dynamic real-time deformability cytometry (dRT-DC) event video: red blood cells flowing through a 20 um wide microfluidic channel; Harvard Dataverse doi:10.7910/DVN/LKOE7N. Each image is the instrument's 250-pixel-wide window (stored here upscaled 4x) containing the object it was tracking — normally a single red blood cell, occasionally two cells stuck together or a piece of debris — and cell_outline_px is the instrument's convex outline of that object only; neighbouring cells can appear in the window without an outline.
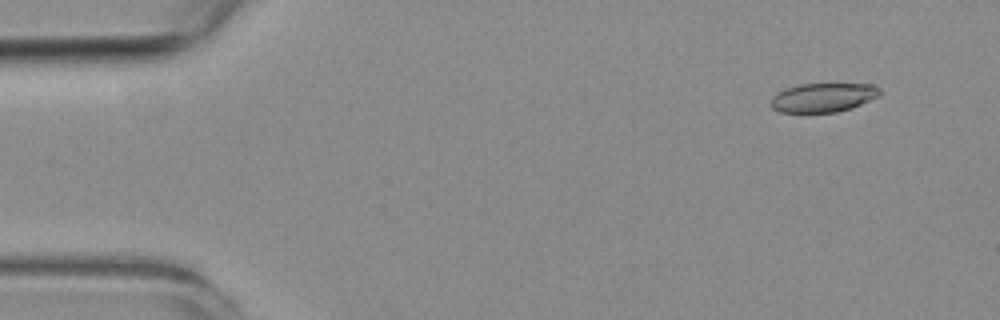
{"species": "common noctule bat (a hibernating species)", "species_latin": "Nyctalus noctula", "temperature_condition": "room temperature", "stored_images_in_passage": 5, "camera_frame_rate_fps": 3000, "um_per_image_px": 0.085, "animal": {"sex": "female", "body_mass_g": 19.3, "forearm_length_mm": 54.1}, "frame": {"image": 1, "passage_image": 1, "time_ms": 0.0, "image_size_px": [1000, 320], "cell_outline_px": [[880, 96], [852, 108], [836, 112], [780, 112], [772, 108], [772, 96], [784, 88], [800, 84], [872, 84], [880, 88]], "centroid_in_image_um": [69.98, 8.28], "position_along_channel_um": 15.0, "area_um2": 18.44}}
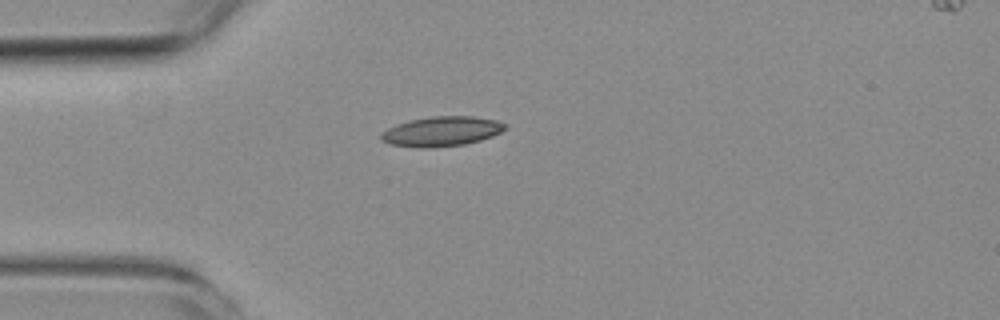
{"frame": {"image": 2, "passage_image": 4, "time_ms": 3.333, "image_size_px": [1000, 320], "cell_outline_px": [[504, 128], [500, 132], [492, 136], [480, 140], [464, 144], [432, 148], [420, 148], [388, 144], [380, 140], [380, 132], [388, 128], [412, 120], [432, 116], [472, 116], [496, 120], [504, 124]], "centroid_in_image_um": [37.49, 11.18], "position_along_channel_um": 47.5, "area_um2": 21.33}}